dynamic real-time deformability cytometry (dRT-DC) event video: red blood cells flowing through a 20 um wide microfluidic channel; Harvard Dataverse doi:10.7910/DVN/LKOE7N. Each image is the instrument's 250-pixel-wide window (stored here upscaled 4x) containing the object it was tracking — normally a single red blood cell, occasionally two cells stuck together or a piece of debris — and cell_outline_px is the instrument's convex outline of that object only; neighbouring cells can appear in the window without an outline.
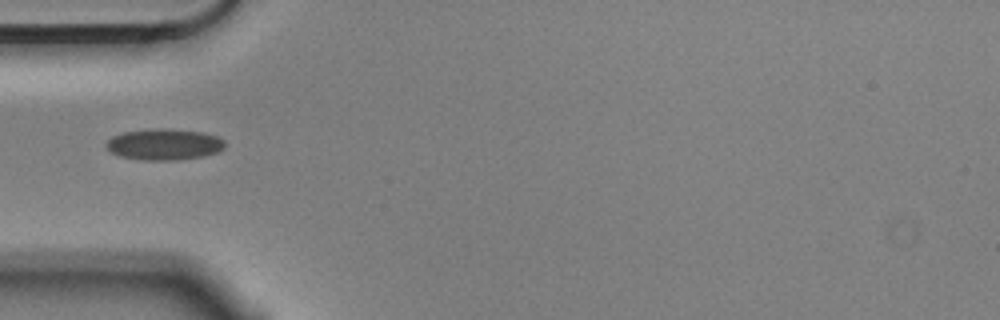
{"species": "Egyptian fruit bat (a non-hibernating species)", "species_latin": "Rousettus aegyptiacus", "temperature_condition": "cold", "stored_images_in_passage": 1, "camera_frame_rate_fps": 3000, "um_per_image_px": 0.085, "animal": {"sex": "male"}, "frame": {"image": 1, "passage_image": 1, "time_ms": 0.0, "image_size_px": [1000, 320], "cell_outline_px": [[224, 148], [216, 152], [204, 156], [176, 160], [144, 160], [120, 156], [112, 152], [104, 144], [112, 136], [124, 132], [160, 128], [164, 128], [204, 132], [216, 136], [224, 140]], "centroid_in_image_um": [13.96, 12.27], "position_along_channel_um": 71.0, "area_um2": 21.44}}